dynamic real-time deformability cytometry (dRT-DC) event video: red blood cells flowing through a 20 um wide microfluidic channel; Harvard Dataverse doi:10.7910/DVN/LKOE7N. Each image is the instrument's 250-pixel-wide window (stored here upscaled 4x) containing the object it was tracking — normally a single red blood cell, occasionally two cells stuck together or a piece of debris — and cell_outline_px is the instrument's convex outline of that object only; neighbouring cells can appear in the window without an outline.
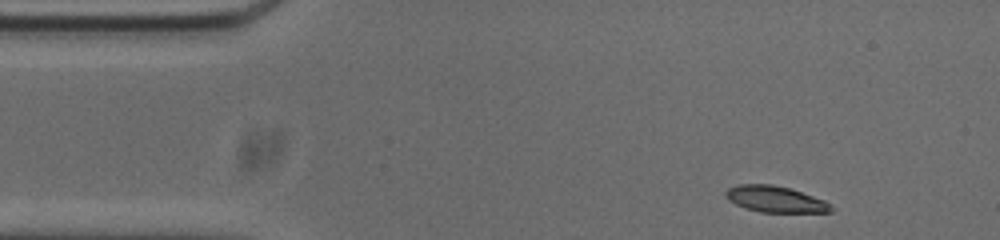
{"species": "common noctule bat (a hibernating species)", "species_latin": "Nyctalus noctula", "temperature_condition": "cold", "stored_images_in_passage": 48, "camera_frame_rate_fps": 3000, "um_per_image_px": 0.085, "animal": {"sex": "male", "body_mass_g": 20.0, "forearm_length_mm": 53.3}, "frame": {"image": 1, "passage_image": 1, "time_ms": 0.0, "image_size_px": [1000, 240], "cell_outline_px": [[832, 212], [760, 212], [736, 204], [728, 200], [724, 196], [724, 192], [728, 188], [740, 184], [772, 184], [788, 188], [824, 200], [832, 208]], "centroid_in_image_um": [65.85, 16.92], "position_along_channel_um": 19.2, "area_um2": 15.84}}
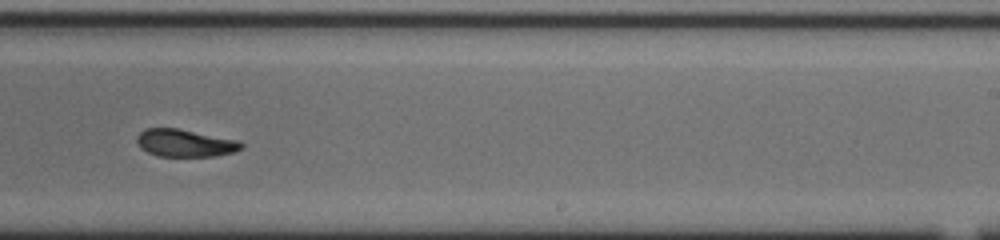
{"frame": {"image": 2, "passage_image": 27, "time_ms": 8.667, "image_size_px": [1000, 240], "cell_outline_px": [[244, 148], [232, 152], [216, 156], [156, 156], [140, 148], [136, 140], [136, 136], [144, 128], [176, 128], [240, 140], [244, 144]], "centroid_in_image_um": [15.73, 12.15], "position_along_channel_um": 273.3, "area_um2": 16.88}}
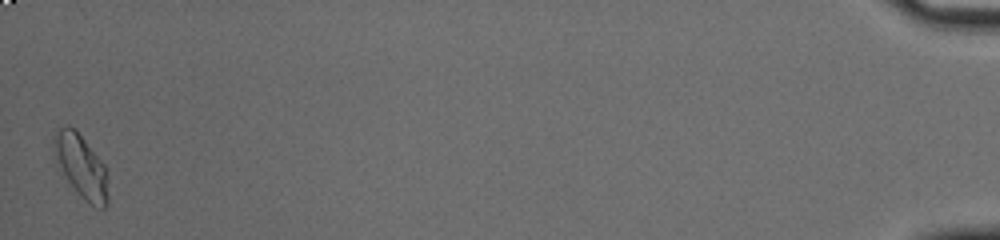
{"frame": {"image": 3, "passage_image": 48, "time_ms": 15.667, "image_size_px": [1000, 240], "cell_outline_px": [[108, 204], [104, 208], [100, 208], [84, 200], [80, 196], [68, 180], [56, 156], [52, 136], [60, 128], [68, 124], [84, 140], [104, 164], [108, 172]], "centroid_in_image_um": [6.96, 14.16], "position_along_channel_um": 428.2, "area_um2": 19.36}, "authors_computed_cell_mechanics": {"area_um2": 17.5423, "velocity_mm_per_s": 3.735, "shape_relaxation_time_tau1_ms": 4.4798, "shape_relaxation_time_tau2_ms": 4.7279, "deformation_change_tau1": 0.1419, "deformation_change_tau2": 0.1065}}